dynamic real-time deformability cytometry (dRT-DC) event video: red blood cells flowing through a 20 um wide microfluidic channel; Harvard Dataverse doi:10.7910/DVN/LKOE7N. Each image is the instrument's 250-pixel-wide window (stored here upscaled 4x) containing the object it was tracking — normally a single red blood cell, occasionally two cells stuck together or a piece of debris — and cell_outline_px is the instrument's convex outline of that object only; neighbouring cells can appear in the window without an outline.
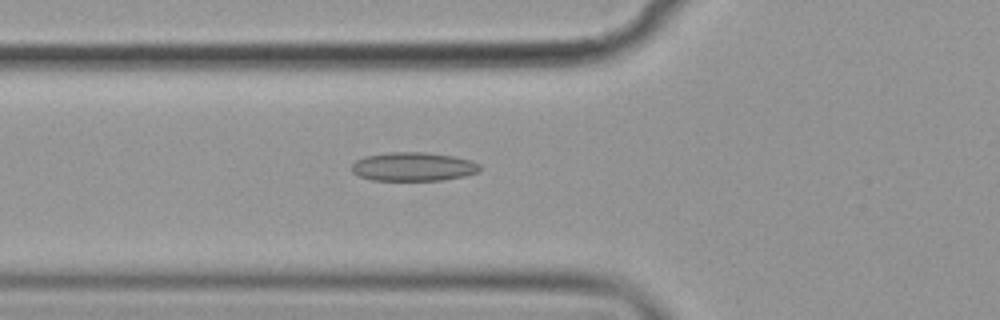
{"species": "common noctule bat (a hibernating species)", "species_latin": "Nyctalus noctula", "temperature_condition": "cold", "stored_images_in_passage": 57, "camera_frame_rate_fps": 3000, "um_per_image_px": 0.085, "animal": {"sex": "female", "body_mass_g": 19.9}, "frame": {"image": 1, "passage_image": 21, "time_ms": 6.667, "image_size_px": [1000, 320], "cell_outline_px": [[480, 172], [464, 176], [440, 180], [372, 180], [360, 176], [352, 172], [352, 164], [356, 160], [364, 156], [388, 152], [424, 152], [456, 156], [472, 160], [480, 164]], "centroid_in_image_um": [35.15, 14.15], "position_along_channel_um": 90.6, "area_um2": 21.62}}
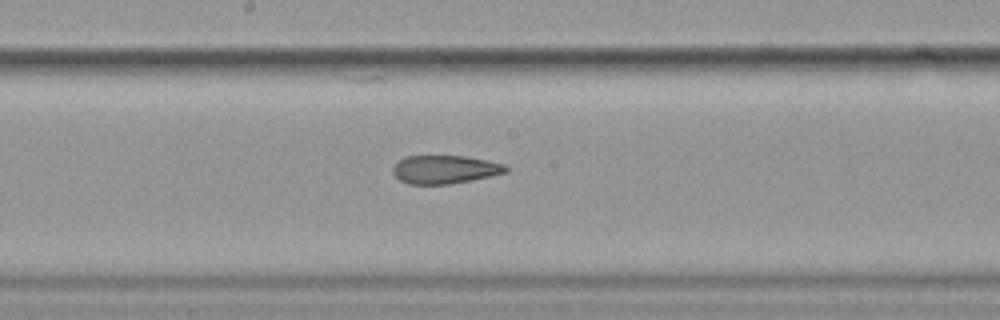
{"frame": {"image": 2, "passage_image": 31, "time_ms": 10.0, "image_size_px": [1000, 320], "cell_outline_px": [[508, 172], [472, 180], [448, 184], [408, 184], [400, 180], [392, 172], [392, 168], [404, 156], [464, 156], [504, 164], [508, 168]], "centroid_in_image_um": [37.8, 14.41], "position_along_channel_um": 210.4, "area_um2": 18.5}}
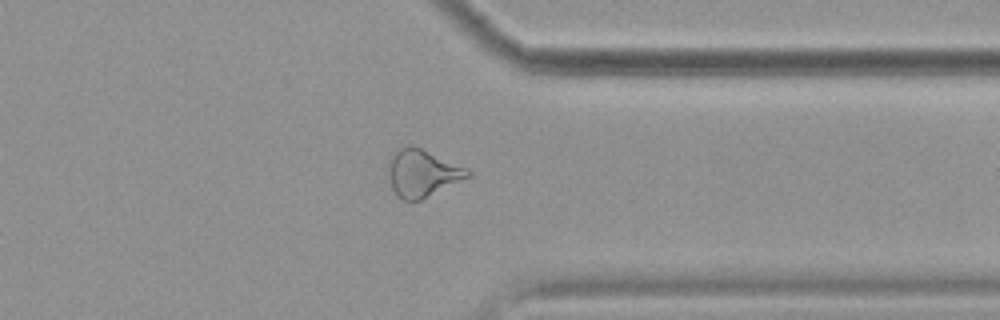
{"frame": {"image": 3, "passage_image": 45, "time_ms": 14.667, "image_size_px": [1000, 320], "cell_outline_px": [[472, 176], [420, 200], [404, 200], [396, 196], [384, 172], [388, 160], [392, 152], [400, 148], [412, 144], [468, 168], [472, 172]], "centroid_in_image_um": [35.84, 14.7], "position_along_channel_um": 375.6, "area_um2": 22.48}, "authors_computed_cell_mechanics": {"area_um2": 21.6172, "velocity_mm_per_s": 3.5836, "shape_relaxation_time_tau1_ms": null, "shape_relaxation_time_tau2_ms": 4.4117, "deformation_change_tau1": null, "deformation_change_tau2": 0.1426}}